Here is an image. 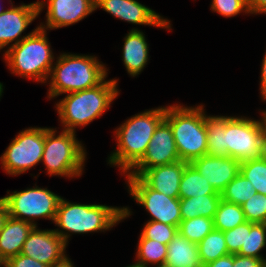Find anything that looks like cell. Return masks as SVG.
Masks as SVG:
<instances>
[{"label": "cell", "mask_w": 266, "mask_h": 267, "mask_svg": "<svg viewBox=\"0 0 266 267\" xmlns=\"http://www.w3.org/2000/svg\"><path fill=\"white\" fill-rule=\"evenodd\" d=\"M130 214L128 207L71 203L61 198L54 223L62 230L54 229V231L68 244L69 232L84 234L106 231Z\"/></svg>", "instance_id": "obj_1"}, {"label": "cell", "mask_w": 266, "mask_h": 267, "mask_svg": "<svg viewBox=\"0 0 266 267\" xmlns=\"http://www.w3.org/2000/svg\"><path fill=\"white\" fill-rule=\"evenodd\" d=\"M166 107L149 109L127 119L115 130L117 148L108 164L126 174L145 154L156 127L164 119Z\"/></svg>", "instance_id": "obj_2"}, {"label": "cell", "mask_w": 266, "mask_h": 267, "mask_svg": "<svg viewBox=\"0 0 266 267\" xmlns=\"http://www.w3.org/2000/svg\"><path fill=\"white\" fill-rule=\"evenodd\" d=\"M117 79L104 80L94 88L68 93L56 103V110L63 130L76 132L77 126L84 127L101 117L119 95Z\"/></svg>", "instance_id": "obj_3"}, {"label": "cell", "mask_w": 266, "mask_h": 267, "mask_svg": "<svg viewBox=\"0 0 266 267\" xmlns=\"http://www.w3.org/2000/svg\"><path fill=\"white\" fill-rule=\"evenodd\" d=\"M52 66L48 98L90 89L101 84L108 69L95 56L62 53Z\"/></svg>", "instance_id": "obj_4"}, {"label": "cell", "mask_w": 266, "mask_h": 267, "mask_svg": "<svg viewBox=\"0 0 266 267\" xmlns=\"http://www.w3.org/2000/svg\"><path fill=\"white\" fill-rule=\"evenodd\" d=\"M203 106H166L164 119L172 128L180 160L187 163L207 155V130Z\"/></svg>", "instance_id": "obj_5"}, {"label": "cell", "mask_w": 266, "mask_h": 267, "mask_svg": "<svg viewBox=\"0 0 266 267\" xmlns=\"http://www.w3.org/2000/svg\"><path fill=\"white\" fill-rule=\"evenodd\" d=\"M46 34V30L38 27L30 36L8 47L3 56L12 74L47 82L54 55Z\"/></svg>", "instance_id": "obj_6"}, {"label": "cell", "mask_w": 266, "mask_h": 267, "mask_svg": "<svg viewBox=\"0 0 266 267\" xmlns=\"http://www.w3.org/2000/svg\"><path fill=\"white\" fill-rule=\"evenodd\" d=\"M56 129L45 127L44 152L41 162L44 163L49 176L68 178L82 175L86 152L76 138L75 132L62 130L56 136Z\"/></svg>", "instance_id": "obj_7"}, {"label": "cell", "mask_w": 266, "mask_h": 267, "mask_svg": "<svg viewBox=\"0 0 266 267\" xmlns=\"http://www.w3.org/2000/svg\"><path fill=\"white\" fill-rule=\"evenodd\" d=\"M265 140L263 120L226 116L224 148L229 157L240 162L259 158L263 156Z\"/></svg>", "instance_id": "obj_8"}, {"label": "cell", "mask_w": 266, "mask_h": 267, "mask_svg": "<svg viewBox=\"0 0 266 267\" xmlns=\"http://www.w3.org/2000/svg\"><path fill=\"white\" fill-rule=\"evenodd\" d=\"M1 197L8 208L10 217L23 220L37 226L34 219L45 218L55 221L56 212L61 196L47 188H28L23 191H14Z\"/></svg>", "instance_id": "obj_9"}, {"label": "cell", "mask_w": 266, "mask_h": 267, "mask_svg": "<svg viewBox=\"0 0 266 267\" xmlns=\"http://www.w3.org/2000/svg\"><path fill=\"white\" fill-rule=\"evenodd\" d=\"M45 128L31 127L18 133L0 157L3 170L9 175L27 172L41 162Z\"/></svg>", "instance_id": "obj_10"}, {"label": "cell", "mask_w": 266, "mask_h": 267, "mask_svg": "<svg viewBox=\"0 0 266 267\" xmlns=\"http://www.w3.org/2000/svg\"><path fill=\"white\" fill-rule=\"evenodd\" d=\"M128 191L150 213L151 221L179 227L182 220L180 198H171L147 186L139 177H126Z\"/></svg>", "instance_id": "obj_11"}, {"label": "cell", "mask_w": 266, "mask_h": 267, "mask_svg": "<svg viewBox=\"0 0 266 267\" xmlns=\"http://www.w3.org/2000/svg\"><path fill=\"white\" fill-rule=\"evenodd\" d=\"M180 161L173 131L163 119L156 127L143 157L126 173V177H138L144 170Z\"/></svg>", "instance_id": "obj_12"}, {"label": "cell", "mask_w": 266, "mask_h": 267, "mask_svg": "<svg viewBox=\"0 0 266 267\" xmlns=\"http://www.w3.org/2000/svg\"><path fill=\"white\" fill-rule=\"evenodd\" d=\"M45 2V3H44ZM47 2L37 1L30 4H21L13 6L11 2L10 9H6L0 14V50L6 46H14L26 37L30 36L39 26L32 32L21 37L22 32L38 17ZM21 38V39H20Z\"/></svg>", "instance_id": "obj_13"}, {"label": "cell", "mask_w": 266, "mask_h": 267, "mask_svg": "<svg viewBox=\"0 0 266 267\" xmlns=\"http://www.w3.org/2000/svg\"><path fill=\"white\" fill-rule=\"evenodd\" d=\"M97 8H102L115 18L132 24L171 30L170 21L136 0H95V9Z\"/></svg>", "instance_id": "obj_14"}, {"label": "cell", "mask_w": 266, "mask_h": 267, "mask_svg": "<svg viewBox=\"0 0 266 267\" xmlns=\"http://www.w3.org/2000/svg\"><path fill=\"white\" fill-rule=\"evenodd\" d=\"M35 226L29 233L21 253L48 266L61 261L67 254V244L54 230H39Z\"/></svg>", "instance_id": "obj_15"}, {"label": "cell", "mask_w": 266, "mask_h": 267, "mask_svg": "<svg viewBox=\"0 0 266 267\" xmlns=\"http://www.w3.org/2000/svg\"><path fill=\"white\" fill-rule=\"evenodd\" d=\"M46 25L43 30L57 29L78 23L95 9V0H47ZM43 24V25H42Z\"/></svg>", "instance_id": "obj_16"}, {"label": "cell", "mask_w": 266, "mask_h": 267, "mask_svg": "<svg viewBox=\"0 0 266 267\" xmlns=\"http://www.w3.org/2000/svg\"><path fill=\"white\" fill-rule=\"evenodd\" d=\"M240 163L229 156L210 155H204L191 162L218 193H221L227 184L240 173Z\"/></svg>", "instance_id": "obj_17"}, {"label": "cell", "mask_w": 266, "mask_h": 267, "mask_svg": "<svg viewBox=\"0 0 266 267\" xmlns=\"http://www.w3.org/2000/svg\"><path fill=\"white\" fill-rule=\"evenodd\" d=\"M187 164L180 160L168 165L155 166L144 170L138 177L151 189L171 198H179V185Z\"/></svg>", "instance_id": "obj_18"}, {"label": "cell", "mask_w": 266, "mask_h": 267, "mask_svg": "<svg viewBox=\"0 0 266 267\" xmlns=\"http://www.w3.org/2000/svg\"><path fill=\"white\" fill-rule=\"evenodd\" d=\"M34 227L30 222L8 217L0 231V259L3 262L21 253L24 242Z\"/></svg>", "instance_id": "obj_19"}, {"label": "cell", "mask_w": 266, "mask_h": 267, "mask_svg": "<svg viewBox=\"0 0 266 267\" xmlns=\"http://www.w3.org/2000/svg\"><path fill=\"white\" fill-rule=\"evenodd\" d=\"M148 44L145 35L138 29H132L124 37L122 60L127 72L135 77L143 71L148 61Z\"/></svg>", "instance_id": "obj_20"}, {"label": "cell", "mask_w": 266, "mask_h": 267, "mask_svg": "<svg viewBox=\"0 0 266 267\" xmlns=\"http://www.w3.org/2000/svg\"><path fill=\"white\" fill-rule=\"evenodd\" d=\"M163 267H204L197 244L177 232L167 244V256Z\"/></svg>", "instance_id": "obj_21"}, {"label": "cell", "mask_w": 266, "mask_h": 267, "mask_svg": "<svg viewBox=\"0 0 266 267\" xmlns=\"http://www.w3.org/2000/svg\"><path fill=\"white\" fill-rule=\"evenodd\" d=\"M221 195H202L191 198H180V213L182 220L198 216L213 218L217 211Z\"/></svg>", "instance_id": "obj_22"}, {"label": "cell", "mask_w": 266, "mask_h": 267, "mask_svg": "<svg viewBox=\"0 0 266 267\" xmlns=\"http://www.w3.org/2000/svg\"><path fill=\"white\" fill-rule=\"evenodd\" d=\"M202 195H220L212 185L188 163L183 171L179 185V198H191Z\"/></svg>", "instance_id": "obj_23"}, {"label": "cell", "mask_w": 266, "mask_h": 267, "mask_svg": "<svg viewBox=\"0 0 266 267\" xmlns=\"http://www.w3.org/2000/svg\"><path fill=\"white\" fill-rule=\"evenodd\" d=\"M207 130V155L228 156L224 148V134L226 130V116H207L205 114Z\"/></svg>", "instance_id": "obj_24"}, {"label": "cell", "mask_w": 266, "mask_h": 267, "mask_svg": "<svg viewBox=\"0 0 266 267\" xmlns=\"http://www.w3.org/2000/svg\"><path fill=\"white\" fill-rule=\"evenodd\" d=\"M197 247L203 266L229 254L224 233L215 228L197 244Z\"/></svg>", "instance_id": "obj_25"}, {"label": "cell", "mask_w": 266, "mask_h": 267, "mask_svg": "<svg viewBox=\"0 0 266 267\" xmlns=\"http://www.w3.org/2000/svg\"><path fill=\"white\" fill-rule=\"evenodd\" d=\"M166 256L167 245L155 240L139 238L135 265L147 267L150 263L157 265V267H163Z\"/></svg>", "instance_id": "obj_26"}, {"label": "cell", "mask_w": 266, "mask_h": 267, "mask_svg": "<svg viewBox=\"0 0 266 267\" xmlns=\"http://www.w3.org/2000/svg\"><path fill=\"white\" fill-rule=\"evenodd\" d=\"M266 246V223L246 221L245 248H240L238 255L264 260L260 251Z\"/></svg>", "instance_id": "obj_27"}, {"label": "cell", "mask_w": 266, "mask_h": 267, "mask_svg": "<svg viewBox=\"0 0 266 267\" xmlns=\"http://www.w3.org/2000/svg\"><path fill=\"white\" fill-rule=\"evenodd\" d=\"M246 222L241 205L220 200L214 216V228L222 232Z\"/></svg>", "instance_id": "obj_28"}, {"label": "cell", "mask_w": 266, "mask_h": 267, "mask_svg": "<svg viewBox=\"0 0 266 267\" xmlns=\"http://www.w3.org/2000/svg\"><path fill=\"white\" fill-rule=\"evenodd\" d=\"M256 194L257 192L254 190L252 183L241 173L231 180L220 193L222 200L237 205L243 204Z\"/></svg>", "instance_id": "obj_29"}, {"label": "cell", "mask_w": 266, "mask_h": 267, "mask_svg": "<svg viewBox=\"0 0 266 267\" xmlns=\"http://www.w3.org/2000/svg\"><path fill=\"white\" fill-rule=\"evenodd\" d=\"M240 173L252 183L257 193L266 195V159L263 156L241 161Z\"/></svg>", "instance_id": "obj_30"}, {"label": "cell", "mask_w": 266, "mask_h": 267, "mask_svg": "<svg viewBox=\"0 0 266 267\" xmlns=\"http://www.w3.org/2000/svg\"><path fill=\"white\" fill-rule=\"evenodd\" d=\"M213 229V218L198 216L192 219L181 220L178 232L190 242L198 244Z\"/></svg>", "instance_id": "obj_31"}, {"label": "cell", "mask_w": 266, "mask_h": 267, "mask_svg": "<svg viewBox=\"0 0 266 267\" xmlns=\"http://www.w3.org/2000/svg\"><path fill=\"white\" fill-rule=\"evenodd\" d=\"M140 233V238L158 241L167 245L178 232V227L149 220Z\"/></svg>", "instance_id": "obj_32"}, {"label": "cell", "mask_w": 266, "mask_h": 267, "mask_svg": "<svg viewBox=\"0 0 266 267\" xmlns=\"http://www.w3.org/2000/svg\"><path fill=\"white\" fill-rule=\"evenodd\" d=\"M246 221L266 223V195L257 193L241 204Z\"/></svg>", "instance_id": "obj_33"}, {"label": "cell", "mask_w": 266, "mask_h": 267, "mask_svg": "<svg viewBox=\"0 0 266 267\" xmlns=\"http://www.w3.org/2000/svg\"><path fill=\"white\" fill-rule=\"evenodd\" d=\"M211 10L223 17H235L241 12L250 13L246 0H212Z\"/></svg>", "instance_id": "obj_34"}, {"label": "cell", "mask_w": 266, "mask_h": 267, "mask_svg": "<svg viewBox=\"0 0 266 267\" xmlns=\"http://www.w3.org/2000/svg\"><path fill=\"white\" fill-rule=\"evenodd\" d=\"M223 233L229 254H237L240 248H245L246 222Z\"/></svg>", "instance_id": "obj_35"}, {"label": "cell", "mask_w": 266, "mask_h": 267, "mask_svg": "<svg viewBox=\"0 0 266 267\" xmlns=\"http://www.w3.org/2000/svg\"><path fill=\"white\" fill-rule=\"evenodd\" d=\"M5 267H49L45 263L39 262L31 257H27L22 253L9 258L4 262Z\"/></svg>", "instance_id": "obj_36"}, {"label": "cell", "mask_w": 266, "mask_h": 267, "mask_svg": "<svg viewBox=\"0 0 266 267\" xmlns=\"http://www.w3.org/2000/svg\"><path fill=\"white\" fill-rule=\"evenodd\" d=\"M262 259L233 254V267H262Z\"/></svg>", "instance_id": "obj_37"}, {"label": "cell", "mask_w": 266, "mask_h": 267, "mask_svg": "<svg viewBox=\"0 0 266 267\" xmlns=\"http://www.w3.org/2000/svg\"><path fill=\"white\" fill-rule=\"evenodd\" d=\"M250 14H266V0H246Z\"/></svg>", "instance_id": "obj_38"}, {"label": "cell", "mask_w": 266, "mask_h": 267, "mask_svg": "<svg viewBox=\"0 0 266 267\" xmlns=\"http://www.w3.org/2000/svg\"><path fill=\"white\" fill-rule=\"evenodd\" d=\"M204 267H233V254H228L224 257L206 264Z\"/></svg>", "instance_id": "obj_39"}, {"label": "cell", "mask_w": 266, "mask_h": 267, "mask_svg": "<svg viewBox=\"0 0 266 267\" xmlns=\"http://www.w3.org/2000/svg\"><path fill=\"white\" fill-rule=\"evenodd\" d=\"M260 91H261V98H263L266 95V52L262 61L261 66V76H260Z\"/></svg>", "instance_id": "obj_40"}, {"label": "cell", "mask_w": 266, "mask_h": 267, "mask_svg": "<svg viewBox=\"0 0 266 267\" xmlns=\"http://www.w3.org/2000/svg\"><path fill=\"white\" fill-rule=\"evenodd\" d=\"M9 217L8 208L4 200L0 198V231L4 228V225Z\"/></svg>", "instance_id": "obj_41"}, {"label": "cell", "mask_w": 266, "mask_h": 267, "mask_svg": "<svg viewBox=\"0 0 266 267\" xmlns=\"http://www.w3.org/2000/svg\"><path fill=\"white\" fill-rule=\"evenodd\" d=\"M49 267H74L71 260L67 255L59 262L54 263L53 265Z\"/></svg>", "instance_id": "obj_42"}, {"label": "cell", "mask_w": 266, "mask_h": 267, "mask_svg": "<svg viewBox=\"0 0 266 267\" xmlns=\"http://www.w3.org/2000/svg\"><path fill=\"white\" fill-rule=\"evenodd\" d=\"M261 119L263 120V123H264V126H265V133H266V115H262ZM265 142H266V140H265Z\"/></svg>", "instance_id": "obj_43"}, {"label": "cell", "mask_w": 266, "mask_h": 267, "mask_svg": "<svg viewBox=\"0 0 266 267\" xmlns=\"http://www.w3.org/2000/svg\"><path fill=\"white\" fill-rule=\"evenodd\" d=\"M263 157L266 159V142L264 143Z\"/></svg>", "instance_id": "obj_44"}, {"label": "cell", "mask_w": 266, "mask_h": 267, "mask_svg": "<svg viewBox=\"0 0 266 267\" xmlns=\"http://www.w3.org/2000/svg\"><path fill=\"white\" fill-rule=\"evenodd\" d=\"M3 93V84L0 82V97L2 96Z\"/></svg>", "instance_id": "obj_45"}, {"label": "cell", "mask_w": 266, "mask_h": 267, "mask_svg": "<svg viewBox=\"0 0 266 267\" xmlns=\"http://www.w3.org/2000/svg\"><path fill=\"white\" fill-rule=\"evenodd\" d=\"M4 266V262L0 259V267Z\"/></svg>", "instance_id": "obj_46"}, {"label": "cell", "mask_w": 266, "mask_h": 267, "mask_svg": "<svg viewBox=\"0 0 266 267\" xmlns=\"http://www.w3.org/2000/svg\"><path fill=\"white\" fill-rule=\"evenodd\" d=\"M262 267H266V259H264Z\"/></svg>", "instance_id": "obj_47"}, {"label": "cell", "mask_w": 266, "mask_h": 267, "mask_svg": "<svg viewBox=\"0 0 266 267\" xmlns=\"http://www.w3.org/2000/svg\"><path fill=\"white\" fill-rule=\"evenodd\" d=\"M127 267H141V266H138V265L132 264V265H130V266H127Z\"/></svg>", "instance_id": "obj_48"}, {"label": "cell", "mask_w": 266, "mask_h": 267, "mask_svg": "<svg viewBox=\"0 0 266 267\" xmlns=\"http://www.w3.org/2000/svg\"><path fill=\"white\" fill-rule=\"evenodd\" d=\"M4 11H5V10H3V7H2V9H0V14L3 13Z\"/></svg>", "instance_id": "obj_49"}, {"label": "cell", "mask_w": 266, "mask_h": 267, "mask_svg": "<svg viewBox=\"0 0 266 267\" xmlns=\"http://www.w3.org/2000/svg\"><path fill=\"white\" fill-rule=\"evenodd\" d=\"M262 115H266V111H262Z\"/></svg>", "instance_id": "obj_50"}]
</instances>
